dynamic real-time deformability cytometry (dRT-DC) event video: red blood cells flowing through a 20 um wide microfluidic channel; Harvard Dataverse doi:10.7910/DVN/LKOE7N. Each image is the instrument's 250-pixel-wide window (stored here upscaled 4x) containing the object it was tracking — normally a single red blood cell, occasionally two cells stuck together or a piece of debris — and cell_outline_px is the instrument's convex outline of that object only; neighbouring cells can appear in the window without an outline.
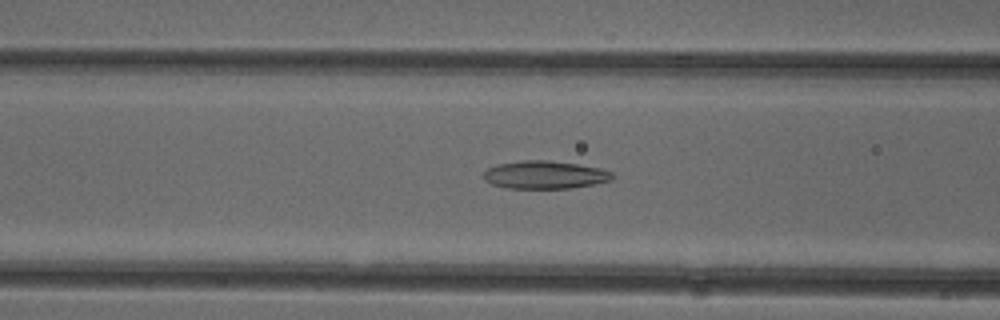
{"species": "common noctule bat (a hibernating species)", "species_latin": "Nyctalus noctula", "temperature_condition": "cold", "stored_images_in_passage": 51, "camera_frame_rate_fps": 3000, "um_per_image_px": 0.085, "animal": {"sex": "female"}, "frame": {"image": 1, "passage_image": 20, "time_ms": 6.333, "image_size_px": [1000, 320], "cell_outline_px": [[616, 176], [612, 180], [592, 184], [568, 188], [508, 188], [492, 184], [484, 180], [484, 172], [488, 168], [496, 164], [524, 160], [548, 160], [576, 164], [600, 168], [612, 172]], "centroid_in_image_um": [46.31, 14.85], "position_along_channel_um": 120.3, "area_um2": 20.87}}
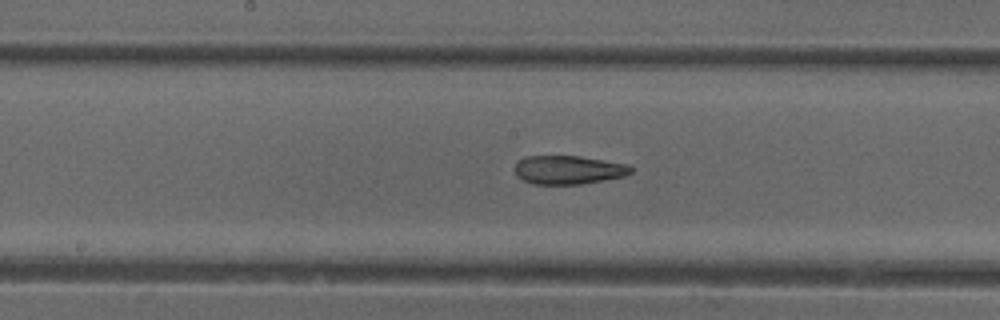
{"frame": {"image": 2, "passage_image": 26, "time_ms": 8.333, "image_size_px": [1000, 320], "cell_outline_px": [[632, 172], [624, 176], [580, 184], [532, 184], [516, 176], [512, 168], [524, 156], [580, 156], [628, 164], [632, 168]], "centroid_in_image_um": [48.27, 14.43], "position_along_channel_um": 199.9, "area_um2": 19.42}}
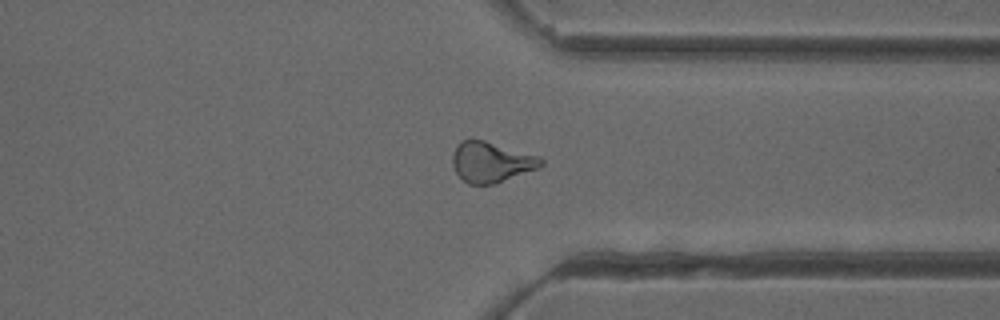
{"frame": {"image": 3, "passage_image": 39, "time_ms": 12.667, "image_size_px": [1000, 320], "cell_outline_px": [[544, 164], [540, 168], [496, 184], [468, 184], [456, 172], [452, 164], [452, 156], [456, 144], [460, 140], [468, 136], [484, 140], [540, 156], [544, 160]], "centroid_in_image_um": [41.76, 13.74], "position_along_channel_um": 369.6, "area_um2": 21.44}, "authors_computed_cell_mechanics": {"area_um2": 20.9814, "velocity_mm_per_s": 3.9599, "shape_relaxation_time_tau1_ms": null, "shape_relaxation_time_tau2_ms": 3.2807, "deformation_change_tau1": null, "deformation_change_tau2": 0.1197}}